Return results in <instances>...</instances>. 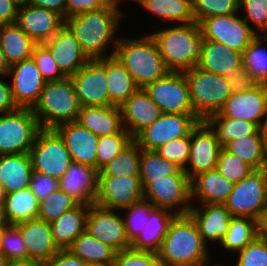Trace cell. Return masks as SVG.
<instances>
[{"instance_id":"obj_1","label":"cell","mask_w":267,"mask_h":266,"mask_svg":"<svg viewBox=\"0 0 267 266\" xmlns=\"http://www.w3.org/2000/svg\"><path fill=\"white\" fill-rule=\"evenodd\" d=\"M120 16L122 12L118 5H108L68 17L65 19V25L74 34L89 59L108 58L113 57L114 53L109 56L103 54L109 43L113 42Z\"/></svg>"},{"instance_id":"obj_2","label":"cell","mask_w":267,"mask_h":266,"mask_svg":"<svg viewBox=\"0 0 267 266\" xmlns=\"http://www.w3.org/2000/svg\"><path fill=\"white\" fill-rule=\"evenodd\" d=\"M157 254L163 266H205L209 259L206 243L189 214L174 217Z\"/></svg>"},{"instance_id":"obj_3","label":"cell","mask_w":267,"mask_h":266,"mask_svg":"<svg viewBox=\"0 0 267 266\" xmlns=\"http://www.w3.org/2000/svg\"><path fill=\"white\" fill-rule=\"evenodd\" d=\"M165 66L172 72H185L197 66L203 51L204 38L196 22L180 24L151 33Z\"/></svg>"},{"instance_id":"obj_4","label":"cell","mask_w":267,"mask_h":266,"mask_svg":"<svg viewBox=\"0 0 267 266\" xmlns=\"http://www.w3.org/2000/svg\"><path fill=\"white\" fill-rule=\"evenodd\" d=\"M114 44V56L130 73L138 88H145L169 72L151 34L141 39L119 38Z\"/></svg>"},{"instance_id":"obj_5","label":"cell","mask_w":267,"mask_h":266,"mask_svg":"<svg viewBox=\"0 0 267 266\" xmlns=\"http://www.w3.org/2000/svg\"><path fill=\"white\" fill-rule=\"evenodd\" d=\"M81 109L71 77L46 82L38 102L32 108L40 128L75 122Z\"/></svg>"},{"instance_id":"obj_6","label":"cell","mask_w":267,"mask_h":266,"mask_svg":"<svg viewBox=\"0 0 267 266\" xmlns=\"http://www.w3.org/2000/svg\"><path fill=\"white\" fill-rule=\"evenodd\" d=\"M184 74L194 113L201 120L218 113L232 93L226 78L197 66Z\"/></svg>"},{"instance_id":"obj_7","label":"cell","mask_w":267,"mask_h":266,"mask_svg":"<svg viewBox=\"0 0 267 266\" xmlns=\"http://www.w3.org/2000/svg\"><path fill=\"white\" fill-rule=\"evenodd\" d=\"M40 129L31 108L0 114V155L29 153Z\"/></svg>"},{"instance_id":"obj_8","label":"cell","mask_w":267,"mask_h":266,"mask_svg":"<svg viewBox=\"0 0 267 266\" xmlns=\"http://www.w3.org/2000/svg\"><path fill=\"white\" fill-rule=\"evenodd\" d=\"M34 172L60 180L71 165L72 158L64 141L54 129L41 128L29 151Z\"/></svg>"},{"instance_id":"obj_9","label":"cell","mask_w":267,"mask_h":266,"mask_svg":"<svg viewBox=\"0 0 267 266\" xmlns=\"http://www.w3.org/2000/svg\"><path fill=\"white\" fill-rule=\"evenodd\" d=\"M224 205L231 216L247 217L259 222L267 208V178L263 170H254L235 183Z\"/></svg>"},{"instance_id":"obj_10","label":"cell","mask_w":267,"mask_h":266,"mask_svg":"<svg viewBox=\"0 0 267 266\" xmlns=\"http://www.w3.org/2000/svg\"><path fill=\"white\" fill-rule=\"evenodd\" d=\"M144 200L156 208L171 210L179 207L177 215H186L191 205V180L187 175H170L154 181H143Z\"/></svg>"},{"instance_id":"obj_11","label":"cell","mask_w":267,"mask_h":266,"mask_svg":"<svg viewBox=\"0 0 267 266\" xmlns=\"http://www.w3.org/2000/svg\"><path fill=\"white\" fill-rule=\"evenodd\" d=\"M144 90L162 113L195 114L184 72L169 71Z\"/></svg>"},{"instance_id":"obj_12","label":"cell","mask_w":267,"mask_h":266,"mask_svg":"<svg viewBox=\"0 0 267 266\" xmlns=\"http://www.w3.org/2000/svg\"><path fill=\"white\" fill-rule=\"evenodd\" d=\"M199 121L202 120L196 114L162 113L134 140L141 149L155 151L171 140L188 136Z\"/></svg>"},{"instance_id":"obj_13","label":"cell","mask_w":267,"mask_h":266,"mask_svg":"<svg viewBox=\"0 0 267 266\" xmlns=\"http://www.w3.org/2000/svg\"><path fill=\"white\" fill-rule=\"evenodd\" d=\"M235 14L209 17L200 24V28L204 40L225 44L243 54L258 34Z\"/></svg>"},{"instance_id":"obj_14","label":"cell","mask_w":267,"mask_h":266,"mask_svg":"<svg viewBox=\"0 0 267 266\" xmlns=\"http://www.w3.org/2000/svg\"><path fill=\"white\" fill-rule=\"evenodd\" d=\"M80 106H112L106 82V58L90 59L71 76Z\"/></svg>"},{"instance_id":"obj_15","label":"cell","mask_w":267,"mask_h":266,"mask_svg":"<svg viewBox=\"0 0 267 266\" xmlns=\"http://www.w3.org/2000/svg\"><path fill=\"white\" fill-rule=\"evenodd\" d=\"M143 199L140 176H98L95 205L124 210Z\"/></svg>"},{"instance_id":"obj_16","label":"cell","mask_w":267,"mask_h":266,"mask_svg":"<svg viewBox=\"0 0 267 266\" xmlns=\"http://www.w3.org/2000/svg\"><path fill=\"white\" fill-rule=\"evenodd\" d=\"M85 230L116 253L131 246L126 235L124 219L112 209L90 205Z\"/></svg>"},{"instance_id":"obj_17","label":"cell","mask_w":267,"mask_h":266,"mask_svg":"<svg viewBox=\"0 0 267 266\" xmlns=\"http://www.w3.org/2000/svg\"><path fill=\"white\" fill-rule=\"evenodd\" d=\"M190 144L188 166H191V169L188 167L184 169L190 180L200 173L216 169L222 146L217 141L214 131L204 120L199 121L192 129Z\"/></svg>"},{"instance_id":"obj_18","label":"cell","mask_w":267,"mask_h":266,"mask_svg":"<svg viewBox=\"0 0 267 266\" xmlns=\"http://www.w3.org/2000/svg\"><path fill=\"white\" fill-rule=\"evenodd\" d=\"M267 109V84L231 93L222 109L211 117H228L256 123L261 127Z\"/></svg>"},{"instance_id":"obj_19","label":"cell","mask_w":267,"mask_h":266,"mask_svg":"<svg viewBox=\"0 0 267 266\" xmlns=\"http://www.w3.org/2000/svg\"><path fill=\"white\" fill-rule=\"evenodd\" d=\"M12 73L11 91L19 108H33L38 102L46 84L33 58L21 61L10 67Z\"/></svg>"},{"instance_id":"obj_20","label":"cell","mask_w":267,"mask_h":266,"mask_svg":"<svg viewBox=\"0 0 267 266\" xmlns=\"http://www.w3.org/2000/svg\"><path fill=\"white\" fill-rule=\"evenodd\" d=\"M42 44L49 50L66 77L75 75L90 60L65 24Z\"/></svg>"},{"instance_id":"obj_21","label":"cell","mask_w":267,"mask_h":266,"mask_svg":"<svg viewBox=\"0 0 267 266\" xmlns=\"http://www.w3.org/2000/svg\"><path fill=\"white\" fill-rule=\"evenodd\" d=\"M37 44L48 41L64 24L58 13L34 5L18 8L15 22Z\"/></svg>"},{"instance_id":"obj_22","label":"cell","mask_w":267,"mask_h":266,"mask_svg":"<svg viewBox=\"0 0 267 266\" xmlns=\"http://www.w3.org/2000/svg\"><path fill=\"white\" fill-rule=\"evenodd\" d=\"M64 141L72 161L97 170L98 136L78 122L63 123L54 128Z\"/></svg>"},{"instance_id":"obj_23","label":"cell","mask_w":267,"mask_h":266,"mask_svg":"<svg viewBox=\"0 0 267 266\" xmlns=\"http://www.w3.org/2000/svg\"><path fill=\"white\" fill-rule=\"evenodd\" d=\"M120 109L123 127L133 139L162 114L144 88H139Z\"/></svg>"},{"instance_id":"obj_24","label":"cell","mask_w":267,"mask_h":266,"mask_svg":"<svg viewBox=\"0 0 267 266\" xmlns=\"http://www.w3.org/2000/svg\"><path fill=\"white\" fill-rule=\"evenodd\" d=\"M25 243L28 260H49L61 249L54 242L50 223L39 218L16 224Z\"/></svg>"},{"instance_id":"obj_25","label":"cell","mask_w":267,"mask_h":266,"mask_svg":"<svg viewBox=\"0 0 267 266\" xmlns=\"http://www.w3.org/2000/svg\"><path fill=\"white\" fill-rule=\"evenodd\" d=\"M98 171L72 162L59 180L60 189L80 204L93 205L97 196Z\"/></svg>"},{"instance_id":"obj_26","label":"cell","mask_w":267,"mask_h":266,"mask_svg":"<svg viewBox=\"0 0 267 266\" xmlns=\"http://www.w3.org/2000/svg\"><path fill=\"white\" fill-rule=\"evenodd\" d=\"M202 205L204 206L202 210L192 206L188 214L196 223L205 243L207 240L221 243L229 228L232 217L230 211L224 204Z\"/></svg>"},{"instance_id":"obj_27","label":"cell","mask_w":267,"mask_h":266,"mask_svg":"<svg viewBox=\"0 0 267 266\" xmlns=\"http://www.w3.org/2000/svg\"><path fill=\"white\" fill-rule=\"evenodd\" d=\"M243 65V54L225 44L204 40L203 51L197 67L226 77Z\"/></svg>"},{"instance_id":"obj_28","label":"cell","mask_w":267,"mask_h":266,"mask_svg":"<svg viewBox=\"0 0 267 266\" xmlns=\"http://www.w3.org/2000/svg\"><path fill=\"white\" fill-rule=\"evenodd\" d=\"M96 136L119 133L124 127L121 109L118 106H83L76 120Z\"/></svg>"},{"instance_id":"obj_29","label":"cell","mask_w":267,"mask_h":266,"mask_svg":"<svg viewBox=\"0 0 267 266\" xmlns=\"http://www.w3.org/2000/svg\"><path fill=\"white\" fill-rule=\"evenodd\" d=\"M32 172L29 153L0 155V184L5 194L28 188Z\"/></svg>"},{"instance_id":"obj_30","label":"cell","mask_w":267,"mask_h":266,"mask_svg":"<svg viewBox=\"0 0 267 266\" xmlns=\"http://www.w3.org/2000/svg\"><path fill=\"white\" fill-rule=\"evenodd\" d=\"M168 211L164 208L154 207L150 212L147 224L131 242L130 248L158 253L169 225L177 215L176 213L173 214V212L168 213Z\"/></svg>"},{"instance_id":"obj_31","label":"cell","mask_w":267,"mask_h":266,"mask_svg":"<svg viewBox=\"0 0 267 266\" xmlns=\"http://www.w3.org/2000/svg\"><path fill=\"white\" fill-rule=\"evenodd\" d=\"M234 183L214 169L196 175L191 180V199L198 197L203 204H224L231 194Z\"/></svg>"},{"instance_id":"obj_32","label":"cell","mask_w":267,"mask_h":266,"mask_svg":"<svg viewBox=\"0 0 267 266\" xmlns=\"http://www.w3.org/2000/svg\"><path fill=\"white\" fill-rule=\"evenodd\" d=\"M88 210L89 205L79 204L50 223L54 242L60 249H67L85 231Z\"/></svg>"},{"instance_id":"obj_33","label":"cell","mask_w":267,"mask_h":266,"mask_svg":"<svg viewBox=\"0 0 267 266\" xmlns=\"http://www.w3.org/2000/svg\"><path fill=\"white\" fill-rule=\"evenodd\" d=\"M36 44L16 23L0 26V47L10 67L32 58Z\"/></svg>"},{"instance_id":"obj_34","label":"cell","mask_w":267,"mask_h":266,"mask_svg":"<svg viewBox=\"0 0 267 266\" xmlns=\"http://www.w3.org/2000/svg\"><path fill=\"white\" fill-rule=\"evenodd\" d=\"M106 82L110 101L118 107L139 89L130 73L115 56L106 58Z\"/></svg>"},{"instance_id":"obj_35","label":"cell","mask_w":267,"mask_h":266,"mask_svg":"<svg viewBox=\"0 0 267 266\" xmlns=\"http://www.w3.org/2000/svg\"><path fill=\"white\" fill-rule=\"evenodd\" d=\"M67 250L81 258L86 264L113 265L116 254L111 247L91 236L86 230L73 241Z\"/></svg>"},{"instance_id":"obj_36","label":"cell","mask_w":267,"mask_h":266,"mask_svg":"<svg viewBox=\"0 0 267 266\" xmlns=\"http://www.w3.org/2000/svg\"><path fill=\"white\" fill-rule=\"evenodd\" d=\"M3 204L10 224L38 217L39 201L29 187L5 194Z\"/></svg>"},{"instance_id":"obj_37","label":"cell","mask_w":267,"mask_h":266,"mask_svg":"<svg viewBox=\"0 0 267 266\" xmlns=\"http://www.w3.org/2000/svg\"><path fill=\"white\" fill-rule=\"evenodd\" d=\"M223 147L236 154L254 170L263 168L267 145L261 130L256 134L230 141Z\"/></svg>"},{"instance_id":"obj_38","label":"cell","mask_w":267,"mask_h":266,"mask_svg":"<svg viewBox=\"0 0 267 266\" xmlns=\"http://www.w3.org/2000/svg\"><path fill=\"white\" fill-rule=\"evenodd\" d=\"M204 121L214 131L222 147L230 141L256 134L260 130L256 123L228 117H207Z\"/></svg>"},{"instance_id":"obj_39","label":"cell","mask_w":267,"mask_h":266,"mask_svg":"<svg viewBox=\"0 0 267 266\" xmlns=\"http://www.w3.org/2000/svg\"><path fill=\"white\" fill-rule=\"evenodd\" d=\"M141 148L133 139L115 158L98 171V176H140Z\"/></svg>"},{"instance_id":"obj_40","label":"cell","mask_w":267,"mask_h":266,"mask_svg":"<svg viewBox=\"0 0 267 266\" xmlns=\"http://www.w3.org/2000/svg\"><path fill=\"white\" fill-rule=\"evenodd\" d=\"M258 235V221L247 217L232 216L221 245L226 250L239 252Z\"/></svg>"},{"instance_id":"obj_41","label":"cell","mask_w":267,"mask_h":266,"mask_svg":"<svg viewBox=\"0 0 267 266\" xmlns=\"http://www.w3.org/2000/svg\"><path fill=\"white\" fill-rule=\"evenodd\" d=\"M138 3L166 21L175 20L180 24L195 22L192 0H140Z\"/></svg>"},{"instance_id":"obj_42","label":"cell","mask_w":267,"mask_h":266,"mask_svg":"<svg viewBox=\"0 0 267 266\" xmlns=\"http://www.w3.org/2000/svg\"><path fill=\"white\" fill-rule=\"evenodd\" d=\"M140 178L143 181H154L170 175H187L177 164L170 162L155 151L141 149Z\"/></svg>"},{"instance_id":"obj_43","label":"cell","mask_w":267,"mask_h":266,"mask_svg":"<svg viewBox=\"0 0 267 266\" xmlns=\"http://www.w3.org/2000/svg\"><path fill=\"white\" fill-rule=\"evenodd\" d=\"M263 42H267V35L258 34L243 53V65L258 84H267V50Z\"/></svg>"},{"instance_id":"obj_44","label":"cell","mask_w":267,"mask_h":266,"mask_svg":"<svg viewBox=\"0 0 267 266\" xmlns=\"http://www.w3.org/2000/svg\"><path fill=\"white\" fill-rule=\"evenodd\" d=\"M79 204L78 201L59 188L39 202L37 218L51 223L61 214L72 210Z\"/></svg>"},{"instance_id":"obj_45","label":"cell","mask_w":267,"mask_h":266,"mask_svg":"<svg viewBox=\"0 0 267 266\" xmlns=\"http://www.w3.org/2000/svg\"><path fill=\"white\" fill-rule=\"evenodd\" d=\"M133 140L123 128L114 135L100 136L97 142V171L108 164Z\"/></svg>"},{"instance_id":"obj_46","label":"cell","mask_w":267,"mask_h":266,"mask_svg":"<svg viewBox=\"0 0 267 266\" xmlns=\"http://www.w3.org/2000/svg\"><path fill=\"white\" fill-rule=\"evenodd\" d=\"M216 170L222 177L234 184L243 180L254 171L250 165L236 154L227 151L224 147L220 150Z\"/></svg>"},{"instance_id":"obj_47","label":"cell","mask_w":267,"mask_h":266,"mask_svg":"<svg viewBox=\"0 0 267 266\" xmlns=\"http://www.w3.org/2000/svg\"><path fill=\"white\" fill-rule=\"evenodd\" d=\"M240 0H192L194 21L199 25L207 18L234 14Z\"/></svg>"},{"instance_id":"obj_48","label":"cell","mask_w":267,"mask_h":266,"mask_svg":"<svg viewBox=\"0 0 267 266\" xmlns=\"http://www.w3.org/2000/svg\"><path fill=\"white\" fill-rule=\"evenodd\" d=\"M1 254L7 260H28V252L18 226L10 224L1 231Z\"/></svg>"},{"instance_id":"obj_49","label":"cell","mask_w":267,"mask_h":266,"mask_svg":"<svg viewBox=\"0 0 267 266\" xmlns=\"http://www.w3.org/2000/svg\"><path fill=\"white\" fill-rule=\"evenodd\" d=\"M153 208V204L144 199L125 208L128 211L127 218H124L125 231L130 242L144 229Z\"/></svg>"},{"instance_id":"obj_50","label":"cell","mask_w":267,"mask_h":266,"mask_svg":"<svg viewBox=\"0 0 267 266\" xmlns=\"http://www.w3.org/2000/svg\"><path fill=\"white\" fill-rule=\"evenodd\" d=\"M190 134L163 144L155 150L164 159L177 164L183 170L187 167L190 153Z\"/></svg>"},{"instance_id":"obj_51","label":"cell","mask_w":267,"mask_h":266,"mask_svg":"<svg viewBox=\"0 0 267 266\" xmlns=\"http://www.w3.org/2000/svg\"><path fill=\"white\" fill-rule=\"evenodd\" d=\"M32 58L46 82L58 81L66 77L43 44H36L34 46Z\"/></svg>"},{"instance_id":"obj_52","label":"cell","mask_w":267,"mask_h":266,"mask_svg":"<svg viewBox=\"0 0 267 266\" xmlns=\"http://www.w3.org/2000/svg\"><path fill=\"white\" fill-rule=\"evenodd\" d=\"M238 253L236 266H267V239L258 235Z\"/></svg>"},{"instance_id":"obj_53","label":"cell","mask_w":267,"mask_h":266,"mask_svg":"<svg viewBox=\"0 0 267 266\" xmlns=\"http://www.w3.org/2000/svg\"><path fill=\"white\" fill-rule=\"evenodd\" d=\"M113 266H163L157 253L132 248L117 252Z\"/></svg>"},{"instance_id":"obj_54","label":"cell","mask_w":267,"mask_h":266,"mask_svg":"<svg viewBox=\"0 0 267 266\" xmlns=\"http://www.w3.org/2000/svg\"><path fill=\"white\" fill-rule=\"evenodd\" d=\"M239 7L246 12L244 20L247 23L253 22L256 30L267 35V0H240Z\"/></svg>"},{"instance_id":"obj_55","label":"cell","mask_w":267,"mask_h":266,"mask_svg":"<svg viewBox=\"0 0 267 266\" xmlns=\"http://www.w3.org/2000/svg\"><path fill=\"white\" fill-rule=\"evenodd\" d=\"M29 188L32 190L38 201L45 199L48 195L60 188L59 180L41 174L32 172Z\"/></svg>"},{"instance_id":"obj_56","label":"cell","mask_w":267,"mask_h":266,"mask_svg":"<svg viewBox=\"0 0 267 266\" xmlns=\"http://www.w3.org/2000/svg\"><path fill=\"white\" fill-rule=\"evenodd\" d=\"M119 0H66V18L87 12L98 10L108 5H118Z\"/></svg>"},{"instance_id":"obj_57","label":"cell","mask_w":267,"mask_h":266,"mask_svg":"<svg viewBox=\"0 0 267 266\" xmlns=\"http://www.w3.org/2000/svg\"><path fill=\"white\" fill-rule=\"evenodd\" d=\"M225 78L232 93L248 91L258 84L253 79L252 75L246 70L244 65L235 69Z\"/></svg>"},{"instance_id":"obj_58","label":"cell","mask_w":267,"mask_h":266,"mask_svg":"<svg viewBox=\"0 0 267 266\" xmlns=\"http://www.w3.org/2000/svg\"><path fill=\"white\" fill-rule=\"evenodd\" d=\"M87 264L67 249H61L49 260L41 262V266H86Z\"/></svg>"},{"instance_id":"obj_59","label":"cell","mask_w":267,"mask_h":266,"mask_svg":"<svg viewBox=\"0 0 267 266\" xmlns=\"http://www.w3.org/2000/svg\"><path fill=\"white\" fill-rule=\"evenodd\" d=\"M18 108L14 101L10 84L0 79V114L11 112Z\"/></svg>"},{"instance_id":"obj_60","label":"cell","mask_w":267,"mask_h":266,"mask_svg":"<svg viewBox=\"0 0 267 266\" xmlns=\"http://www.w3.org/2000/svg\"><path fill=\"white\" fill-rule=\"evenodd\" d=\"M18 7L11 0H0V26L16 22Z\"/></svg>"},{"instance_id":"obj_61","label":"cell","mask_w":267,"mask_h":266,"mask_svg":"<svg viewBox=\"0 0 267 266\" xmlns=\"http://www.w3.org/2000/svg\"><path fill=\"white\" fill-rule=\"evenodd\" d=\"M29 5L54 11L66 19V0H30Z\"/></svg>"},{"instance_id":"obj_62","label":"cell","mask_w":267,"mask_h":266,"mask_svg":"<svg viewBox=\"0 0 267 266\" xmlns=\"http://www.w3.org/2000/svg\"><path fill=\"white\" fill-rule=\"evenodd\" d=\"M259 236L267 239V208L264 210L263 215L258 222Z\"/></svg>"},{"instance_id":"obj_63","label":"cell","mask_w":267,"mask_h":266,"mask_svg":"<svg viewBox=\"0 0 267 266\" xmlns=\"http://www.w3.org/2000/svg\"><path fill=\"white\" fill-rule=\"evenodd\" d=\"M6 266H41V262L35 260H8Z\"/></svg>"},{"instance_id":"obj_64","label":"cell","mask_w":267,"mask_h":266,"mask_svg":"<svg viewBox=\"0 0 267 266\" xmlns=\"http://www.w3.org/2000/svg\"><path fill=\"white\" fill-rule=\"evenodd\" d=\"M10 225L7 216L6 211L3 203H0V231H2L4 228L8 227Z\"/></svg>"},{"instance_id":"obj_65","label":"cell","mask_w":267,"mask_h":266,"mask_svg":"<svg viewBox=\"0 0 267 266\" xmlns=\"http://www.w3.org/2000/svg\"><path fill=\"white\" fill-rule=\"evenodd\" d=\"M10 70V66L6 62L4 53L0 47V75H7Z\"/></svg>"},{"instance_id":"obj_66","label":"cell","mask_w":267,"mask_h":266,"mask_svg":"<svg viewBox=\"0 0 267 266\" xmlns=\"http://www.w3.org/2000/svg\"><path fill=\"white\" fill-rule=\"evenodd\" d=\"M266 118H263L264 121L262 122V125L260 127L261 133L265 139L266 145H267V109H266Z\"/></svg>"},{"instance_id":"obj_67","label":"cell","mask_w":267,"mask_h":266,"mask_svg":"<svg viewBox=\"0 0 267 266\" xmlns=\"http://www.w3.org/2000/svg\"><path fill=\"white\" fill-rule=\"evenodd\" d=\"M18 8L29 5L30 0H11Z\"/></svg>"},{"instance_id":"obj_68","label":"cell","mask_w":267,"mask_h":266,"mask_svg":"<svg viewBox=\"0 0 267 266\" xmlns=\"http://www.w3.org/2000/svg\"><path fill=\"white\" fill-rule=\"evenodd\" d=\"M262 170L265 173L266 178H267V147H266V154H265L264 165H263Z\"/></svg>"},{"instance_id":"obj_69","label":"cell","mask_w":267,"mask_h":266,"mask_svg":"<svg viewBox=\"0 0 267 266\" xmlns=\"http://www.w3.org/2000/svg\"><path fill=\"white\" fill-rule=\"evenodd\" d=\"M8 260L0 253V266H6Z\"/></svg>"},{"instance_id":"obj_70","label":"cell","mask_w":267,"mask_h":266,"mask_svg":"<svg viewBox=\"0 0 267 266\" xmlns=\"http://www.w3.org/2000/svg\"><path fill=\"white\" fill-rule=\"evenodd\" d=\"M4 198H5V192L0 184V203L4 202Z\"/></svg>"},{"instance_id":"obj_71","label":"cell","mask_w":267,"mask_h":266,"mask_svg":"<svg viewBox=\"0 0 267 266\" xmlns=\"http://www.w3.org/2000/svg\"><path fill=\"white\" fill-rule=\"evenodd\" d=\"M86 266H113L112 264H97V263H91L87 264Z\"/></svg>"},{"instance_id":"obj_72","label":"cell","mask_w":267,"mask_h":266,"mask_svg":"<svg viewBox=\"0 0 267 266\" xmlns=\"http://www.w3.org/2000/svg\"><path fill=\"white\" fill-rule=\"evenodd\" d=\"M0 239H1V231H0ZM0 253H1V243H0Z\"/></svg>"}]
</instances>
